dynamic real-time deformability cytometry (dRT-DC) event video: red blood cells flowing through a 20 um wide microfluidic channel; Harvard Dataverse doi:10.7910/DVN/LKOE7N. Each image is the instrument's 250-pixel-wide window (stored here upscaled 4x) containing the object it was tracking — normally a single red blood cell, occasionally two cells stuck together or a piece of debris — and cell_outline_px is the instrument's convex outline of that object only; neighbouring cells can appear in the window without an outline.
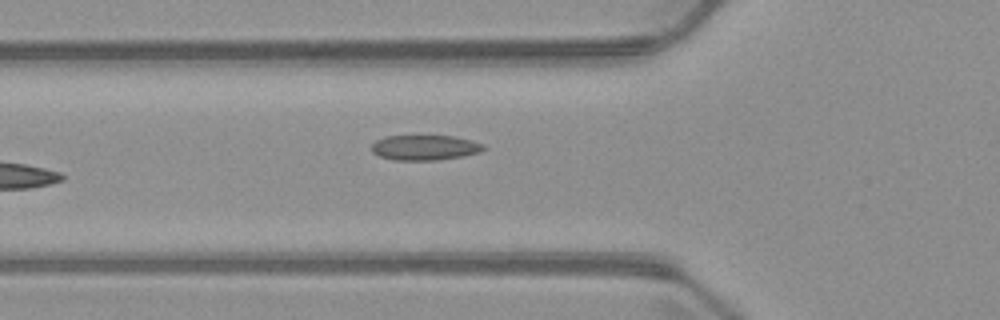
{"species": "common noctule bat (a hibernating species)", "species_latin": "Nyctalus noctula", "temperature_condition": "warm", "stored_images_in_passage": 6, "camera_frame_rate_fps": 3000, "um_per_image_px": 0.085, "animal": {"sex": "male", "body_mass_g": 23.1, "forearm_length_mm": 52.7}, "frame": {"image": 1, "passage_image": 6, "time_ms": 6.0, "image_size_px": [1000, 320], "cell_outline_px": [[488, 148], [480, 152], [460, 156], [436, 160], [392, 160], [380, 156], [372, 152], [372, 144], [376, 140], [384, 136], [452, 136], [472, 140], [484, 144]], "centroid_in_image_um": [36.12, 12.54], "position_along_channel_um": 89.7, "area_um2": 16.42}}